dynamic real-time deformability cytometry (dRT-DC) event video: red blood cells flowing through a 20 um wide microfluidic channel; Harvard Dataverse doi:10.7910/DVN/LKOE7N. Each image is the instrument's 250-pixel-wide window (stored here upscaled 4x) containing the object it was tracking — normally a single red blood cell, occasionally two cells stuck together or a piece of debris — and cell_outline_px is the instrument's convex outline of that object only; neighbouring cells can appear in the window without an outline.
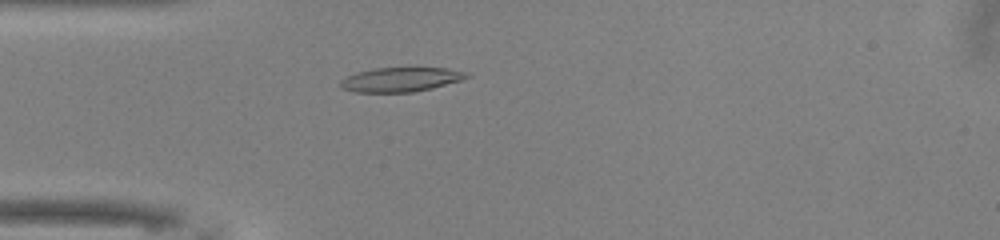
{"species": "common noctule bat (a hibernating species)", "species_latin": "Nyctalus noctula", "temperature_condition": "warm", "stored_images_in_passage": 38, "camera_frame_rate_fps": 3000, "um_per_image_px": 0.085, "animal": {"sex": "male", "body_mass_g": 13.0, "forearm_length_mm": 53.1}, "frame": {"image": 1, "passage_image": 12, "time_ms": 3.667, "image_size_px": [1000, 240], "cell_outline_px": [[472, 76], [460, 80], [432, 88], [412, 92], [352, 92], [340, 88], [340, 80], [356, 72], [376, 68], [448, 68], [468, 72]], "centroid_in_image_um": [34.05, 6.76], "position_along_channel_um": 50.9, "area_um2": 17.92}}
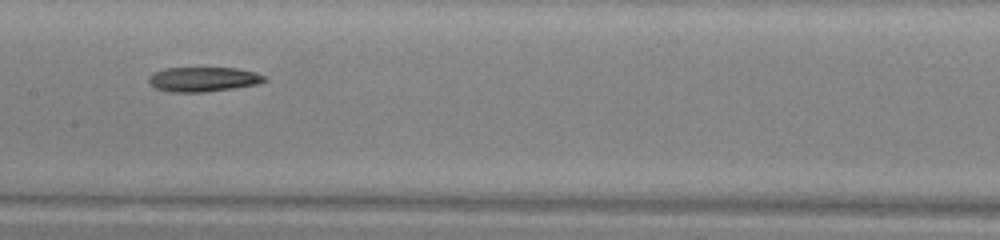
{"frame": {"image": 2, "passage_image": 23, "time_ms": 7.333, "image_size_px": [1000, 240], "cell_outline_px": [[268, 80], [256, 84], [232, 88], [204, 92], [172, 92], [156, 88], [148, 80], [148, 76], [152, 72], [164, 68], [236, 68], [256, 72], [264, 76]], "centroid_in_image_um": [17.25, 6.73], "position_along_channel_um": 190.1, "area_um2": 16.53}}
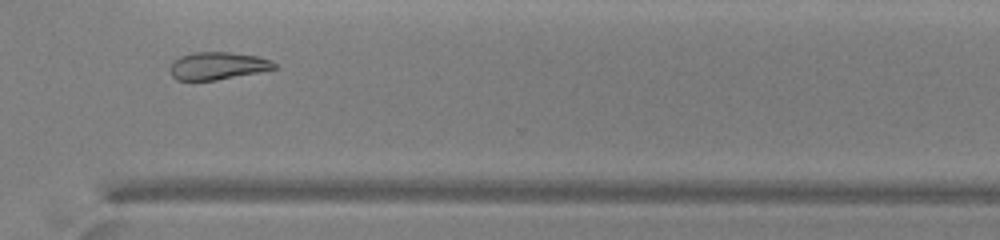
{"frame": {"image": 3, "passage_image": 35, "time_ms": 11.333, "image_size_px": [1000, 240], "cell_outline_px": [[276, 68], [260, 72], [216, 80], [176, 80], [172, 76], [172, 64], [180, 56], [192, 52], [232, 52], [260, 56], [272, 60], [276, 64]], "centroid_in_image_um": [18.56, 5.58], "position_along_channel_um": 352.0, "area_um2": 16.7}}